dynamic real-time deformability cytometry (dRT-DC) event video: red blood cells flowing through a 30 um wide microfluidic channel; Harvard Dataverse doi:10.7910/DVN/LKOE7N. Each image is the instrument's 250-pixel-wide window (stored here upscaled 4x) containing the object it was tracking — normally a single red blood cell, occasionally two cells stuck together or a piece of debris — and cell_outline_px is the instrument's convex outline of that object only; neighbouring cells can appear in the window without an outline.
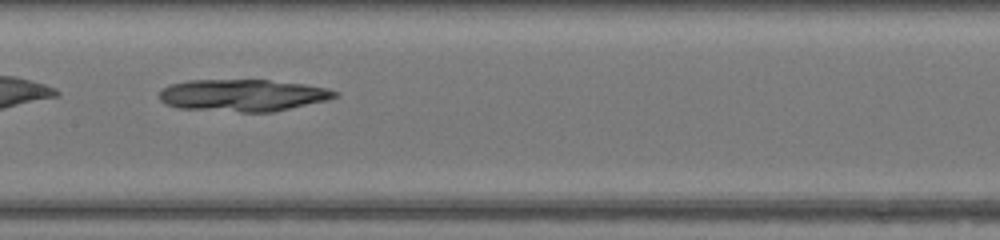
{"species": "common noctule bat (a hibernating species)", "species_latin": "Nyctalus noctula", "temperature_condition": "warm", "stored_images_in_passage": 29, "camera_frame_rate_fps": 3000, "um_per_image_px": 0.085, "animal": {"sex": "female", "body_mass_g": 17.0, "forearm_length_mm": 48.0}, "frame": {"image": 1, "passage_image": 9, "time_ms": 2.667, "image_size_px": [1000, 240], "cell_outline_px": [[340, 96], [328, 100], [272, 112], [240, 112], [176, 108], [164, 104], [160, 100], [160, 92], [164, 88], [172, 84], [188, 80], [268, 80], [304, 84], [328, 88], [340, 92]], "centroid_in_image_um": [20.67, 8.1], "position_along_channel_um": 186.7, "area_um2": 32.95}}